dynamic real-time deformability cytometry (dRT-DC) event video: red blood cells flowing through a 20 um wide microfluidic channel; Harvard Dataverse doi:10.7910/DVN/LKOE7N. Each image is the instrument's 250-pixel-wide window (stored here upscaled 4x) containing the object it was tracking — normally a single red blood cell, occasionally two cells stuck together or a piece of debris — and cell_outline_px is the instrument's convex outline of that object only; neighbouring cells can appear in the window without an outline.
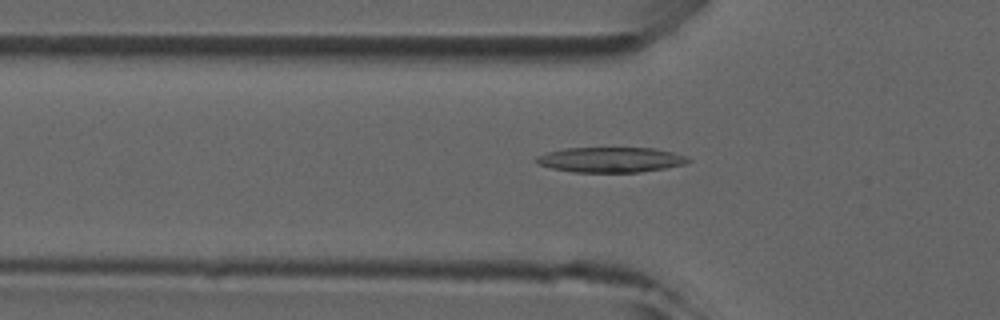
{"species": "common noctule bat (a hibernating species)", "species_latin": "Nyctalus noctula", "temperature_condition": "room temperature", "stored_images_in_passage": 49, "camera_frame_rate_fps": 3000, "um_per_image_px": 0.085, "animal": {"sex": "male", "forearm_length_mm": 52.5}, "frame": {"image": 1, "passage_image": 16, "time_ms": 5.0, "image_size_px": [1000, 320], "cell_outline_px": [[692, 160], [684, 164], [664, 168], [640, 172], [572, 172], [552, 168], [536, 164], [532, 160], [536, 156], [548, 152], [564, 148], [652, 148], [672, 152], [684, 156]], "centroid_in_image_um": [51.83, 13.58], "position_along_channel_um": 74.0, "area_um2": 22.25}}
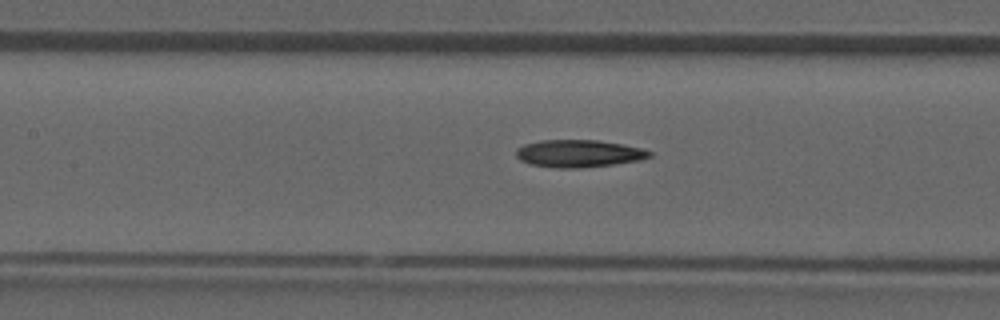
{"frame": {"image": 2, "passage_image": 22, "time_ms": 7.0, "image_size_px": [1000, 320], "cell_outline_px": [[652, 156], [640, 160], [584, 168], [556, 168], [528, 164], [520, 160], [516, 156], [516, 148], [524, 144], [540, 140], [600, 140], [624, 144], [644, 148], [652, 152]], "centroid_in_image_um": [49.2, 13.04], "position_along_channel_um": 158.2, "area_um2": 21.62}}
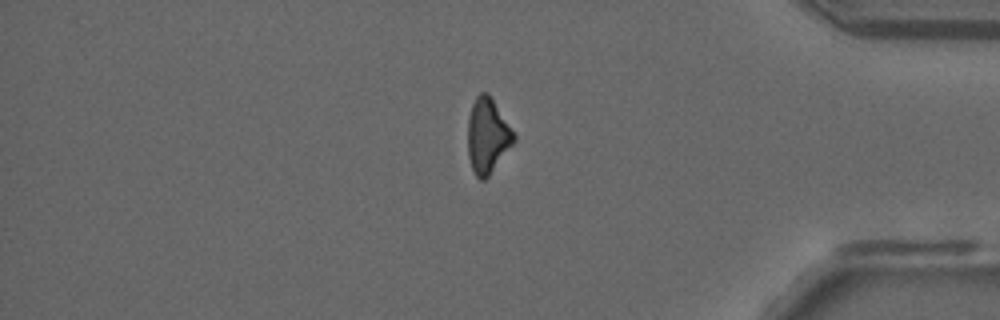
{"frame": {"image": 3, "passage_image": 41, "time_ms": 13.333, "image_size_px": [1000, 320], "cell_outline_px": [[516, 140], [488, 176], [484, 180], [480, 180], [476, 176], [472, 168], [468, 156], [468, 116], [472, 104], [476, 96], [480, 92], [488, 92], [516, 136]], "centroid_in_image_um": [41.42, 11.53], "position_along_channel_um": 393.8, "area_um2": 19.94}}